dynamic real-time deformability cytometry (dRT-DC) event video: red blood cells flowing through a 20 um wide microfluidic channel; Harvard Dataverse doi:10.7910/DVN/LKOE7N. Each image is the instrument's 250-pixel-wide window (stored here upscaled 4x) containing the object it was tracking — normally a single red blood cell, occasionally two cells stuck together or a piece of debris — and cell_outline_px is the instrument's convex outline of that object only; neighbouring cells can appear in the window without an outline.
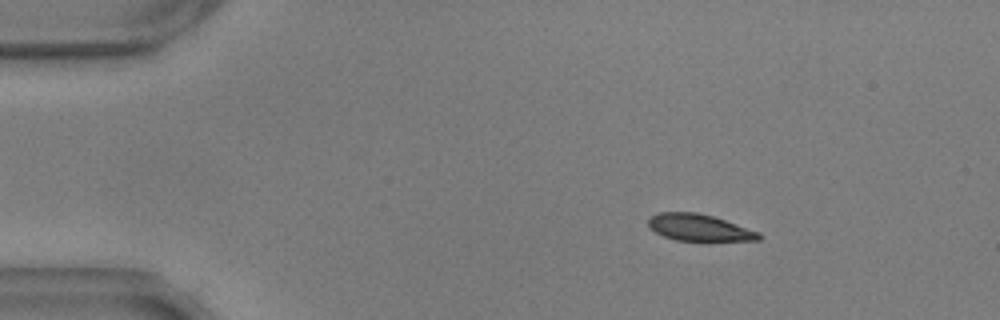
{"species": "common noctule bat (a hibernating species)", "species_latin": "Nyctalus noctula", "temperature_condition": "warm", "stored_images_in_passage": 51, "camera_frame_rate_fps": 3000, "um_per_image_px": 0.085, "animal": {"sex": "male", "body_mass_g": 17.9, "forearm_length_mm": 54.2}, "frame": {"image": 1, "passage_image": 3, "time_ms": 0.667, "image_size_px": [1000, 320], "cell_outline_px": [[764, 236], [760, 240], [676, 240], [664, 236], [656, 232], [648, 224], [648, 220], [652, 216], [660, 212], [696, 212], [712, 216], [760, 232]], "centroid_in_image_um": [59.46, 19.34], "position_along_channel_um": 25.5, "area_um2": 16.88}}
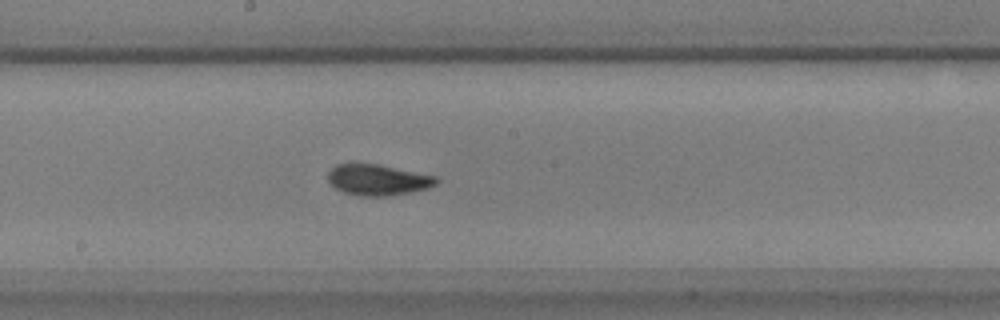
{"frame": {"image": 2, "passage_image": 25, "time_ms": 8.0, "image_size_px": [1000, 320], "cell_outline_px": [[440, 180], [436, 184], [428, 188], [388, 196], [360, 196], [344, 192], [336, 188], [328, 180], [328, 172], [336, 164], [376, 164], [436, 176]], "centroid_in_image_um": [32.12, 15.29], "position_along_channel_um": 216.1, "area_um2": 19.25}}
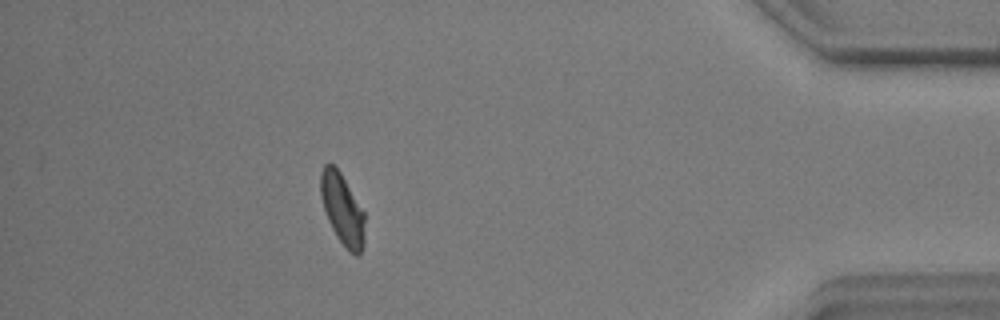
{"frame": {"image": 3, "passage_image": 45, "time_ms": 14.667, "image_size_px": [1000, 320], "cell_outline_px": [[364, 244], [360, 256], [356, 256], [348, 252], [336, 236], [328, 220], [320, 196], [320, 172], [324, 164], [332, 164], [340, 172], [364, 212]], "centroid_in_image_um": [29.1, 17.83], "position_along_channel_um": 406.1, "area_um2": 18.32}, "authors_computed_cell_mechanics": {"area_um2": 18.7272, "velocity_mm_per_s": 3.5443, "shape_relaxation_time_tau1_ms": 3.5771, "shape_relaxation_time_tau2_ms": 1.5423, "deformation_change_tau1": 0.15, "deformation_change_tau2": 0.0408}}